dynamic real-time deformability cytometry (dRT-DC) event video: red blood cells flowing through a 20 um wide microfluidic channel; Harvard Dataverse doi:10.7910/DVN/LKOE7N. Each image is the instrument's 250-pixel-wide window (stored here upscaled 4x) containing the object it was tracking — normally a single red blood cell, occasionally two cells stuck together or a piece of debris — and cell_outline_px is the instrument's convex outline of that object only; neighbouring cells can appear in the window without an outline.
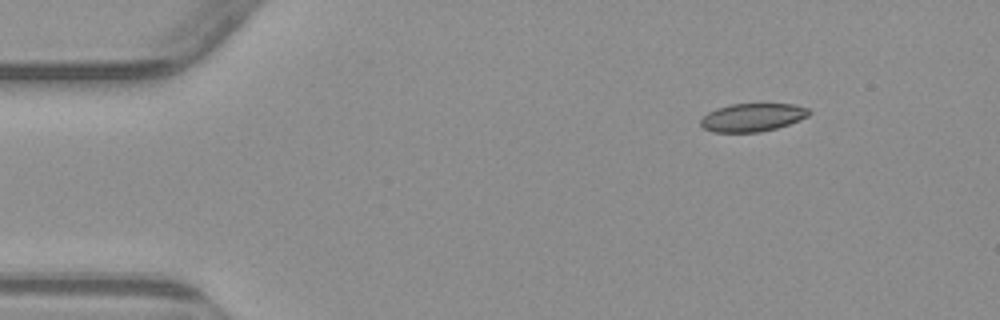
{"species": "common noctule bat (a hibernating species)", "species_latin": "Nyctalus noctula", "temperature_condition": "warm", "stored_images_in_passage": 3, "camera_frame_rate_fps": 3000, "um_per_image_px": 0.085, "animal": {"sex": "male", "body_mass_g": 23.1, "forearm_length_mm": 52.7}, "frame": {"image": 1, "passage_image": 1, "time_ms": 0.0, "image_size_px": [1000, 320], "cell_outline_px": [[812, 112], [808, 116], [800, 120], [776, 128], [760, 132], [712, 132], [704, 128], [700, 124], [700, 120], [708, 112], [716, 108], [728, 104], [796, 104], [808, 108]], "centroid_in_image_um": [63.96, 9.97], "position_along_channel_um": 21.0, "area_um2": 17.86}}